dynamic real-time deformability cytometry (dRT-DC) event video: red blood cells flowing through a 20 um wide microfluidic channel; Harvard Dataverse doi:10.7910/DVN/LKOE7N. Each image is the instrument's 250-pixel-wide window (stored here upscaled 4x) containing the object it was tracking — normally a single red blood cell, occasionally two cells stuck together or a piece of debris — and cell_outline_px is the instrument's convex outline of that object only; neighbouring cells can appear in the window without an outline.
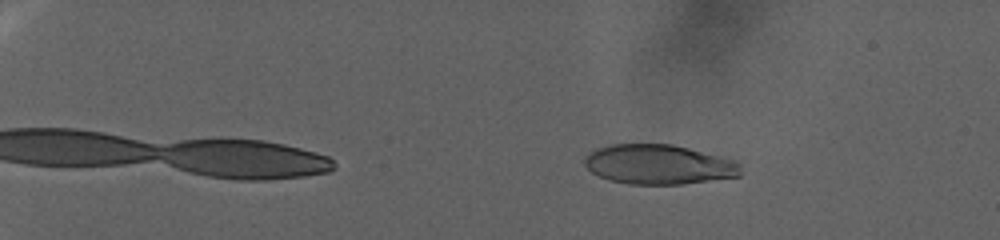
{"species": "human", "species_latin": "Homo sapiens", "temperature_condition": "warm", "stored_images_in_passage": 98, "camera_frame_rate_fps": 3000, "um_per_image_px": 0.085, "donor": {"sex": "female"}, "frame": {"image": 1, "passage_image": 13, "time_ms": 4.0, "image_size_px": [1000, 240], "cell_outline_px": [[740, 176], [680, 184], [628, 184], [612, 180], [600, 176], [592, 172], [584, 164], [584, 156], [588, 152], [596, 148], [612, 144], [672, 144], [736, 160], [740, 164]], "centroid_in_image_um": [55.97, 13.97], "position_along_channel_um": 29.0, "area_um2": 36.01}}
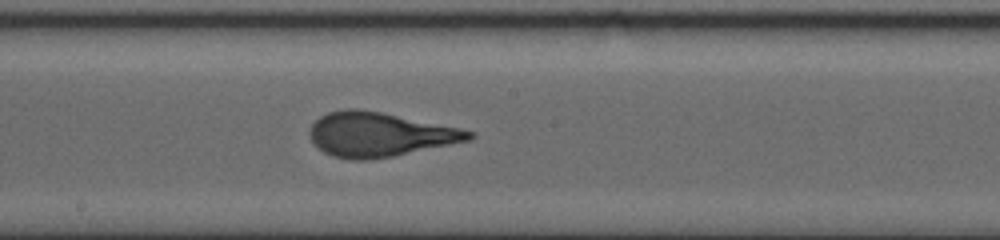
{"frame": {"image": 2, "passage_image": 59, "time_ms": 19.333, "image_size_px": [1000, 240], "cell_outline_px": [[476, 136], [472, 140], [392, 156], [368, 160], [352, 160], [332, 156], [324, 152], [312, 140], [308, 132], [312, 124], [320, 116], [328, 112], [348, 108], [356, 108], [380, 112], [460, 128], [476, 132]], "centroid_in_image_um": [32.27, 11.43], "position_along_channel_um": 215.9, "area_um2": 40.92}}
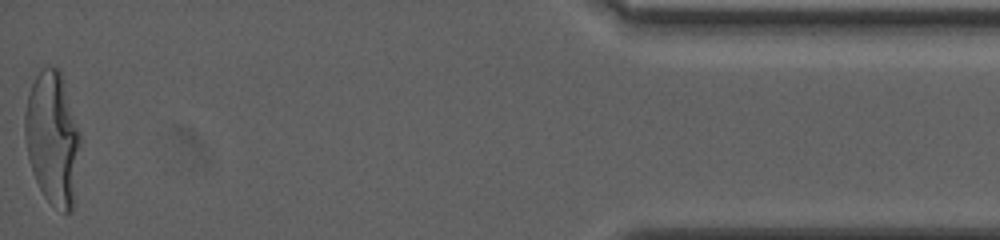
{"frame": {"image": 3, "passage_image": 98, "time_ms": 32.333, "image_size_px": [1000, 240], "cell_outline_px": [[80, 140], [72, 212], [64, 212], [52, 204], [44, 196], [36, 180], [28, 156], [24, 136], [24, 112], [28, 92], [40, 68], [56, 68], [60, 72], [80, 132]], "centroid_in_image_um": [4.44, 11.74], "position_along_channel_um": 430.8, "area_um2": 42.31}}